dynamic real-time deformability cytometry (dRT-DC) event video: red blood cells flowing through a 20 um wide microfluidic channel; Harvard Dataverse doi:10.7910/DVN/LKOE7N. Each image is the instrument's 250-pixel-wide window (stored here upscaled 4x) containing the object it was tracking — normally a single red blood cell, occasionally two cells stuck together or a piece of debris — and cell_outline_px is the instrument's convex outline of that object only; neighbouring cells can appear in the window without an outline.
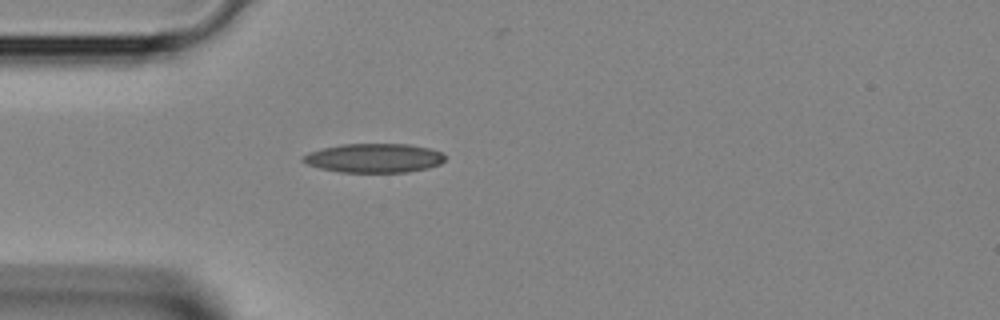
{"species": "Egyptian fruit bat (a non-hibernating species)", "species_latin": "Rousettus aegyptiacus", "temperature_condition": "room temperature", "stored_images_in_passage": 3, "camera_frame_rate_fps": 3000, "um_per_image_px": 0.085, "animal": {"sex": "female"}, "frame": {"image": 1, "passage_image": 3, "time_ms": 0.667, "image_size_px": [1000, 320], "cell_outline_px": [[444, 160], [440, 164], [428, 168], [408, 172], [340, 172], [320, 168], [308, 164], [300, 160], [300, 156], [308, 152], [340, 144], [408, 144], [428, 148], [444, 152]], "centroid_in_image_um": [31.78, 13.43], "position_along_channel_um": 53.2, "area_um2": 24.16}}